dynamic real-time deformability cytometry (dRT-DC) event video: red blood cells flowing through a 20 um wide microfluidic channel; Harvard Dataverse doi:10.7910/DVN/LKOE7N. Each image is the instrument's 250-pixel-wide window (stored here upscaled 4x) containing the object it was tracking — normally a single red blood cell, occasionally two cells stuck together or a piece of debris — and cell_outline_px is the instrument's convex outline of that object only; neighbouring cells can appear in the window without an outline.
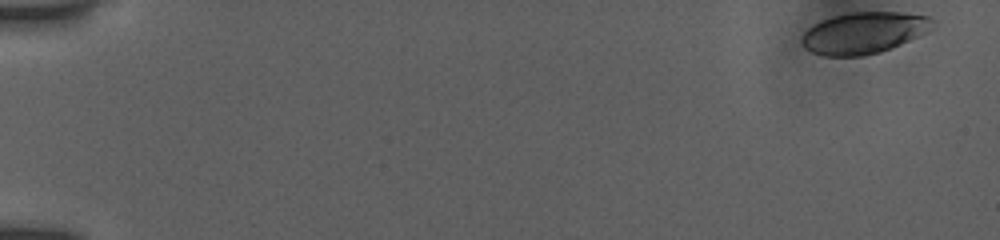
{"species": "human", "species_latin": "Homo sapiens", "temperature_condition": "room temperature", "stored_images_in_passage": 53, "camera_frame_rate_fps": 3000, "um_per_image_px": 0.085, "donor": {"sex": "female"}, "frame": {"image": 1, "passage_image": 1, "time_ms": 0.0, "image_size_px": [1000, 240], "cell_outline_px": [[932, 20], [928, 32], [892, 48], [880, 52], [860, 56], [824, 56], [812, 52], [804, 48], [800, 40], [804, 32], [808, 28], [824, 20], [836, 16], [852, 12], [900, 12], [928, 16]], "centroid_in_image_um": [73.41, 2.81], "position_along_channel_um": 11.6, "area_um2": 31.33}}
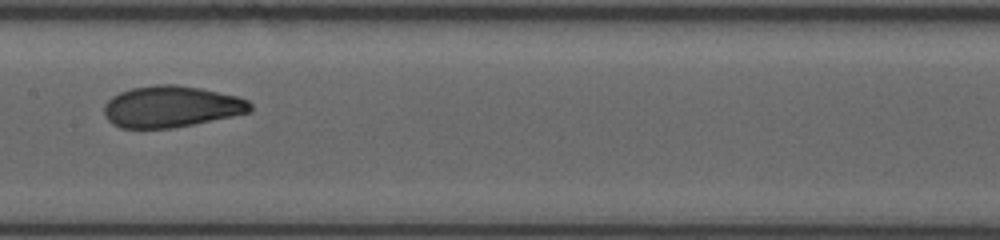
{"frame": {"image": 2, "passage_image": 28, "time_ms": 9.0, "image_size_px": [1000, 240], "cell_outline_px": [[252, 108], [248, 112], [232, 116], [172, 128], [120, 128], [112, 124], [104, 116], [104, 104], [112, 96], [120, 92], [132, 88], [156, 84], [176, 84], [200, 88], [236, 96], [248, 100], [252, 104]], "centroid_in_image_um": [14.51, 9.06], "position_along_channel_um": 192.9, "area_um2": 35.2}}
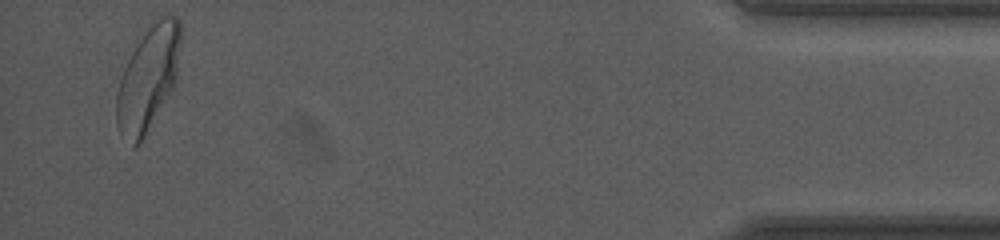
{"frame": {"image": 3, "passage_image": 51, "time_ms": 16.667, "image_size_px": [1000, 240], "cell_outline_px": [[180, 44], [176, 80], [172, 88], [144, 136], [132, 148], [116, 124], [116, 92], [124, 68], [136, 36], [152, 20], [164, 16], [176, 16], [180, 20]], "centroid_in_image_um": [12.56, 6.55], "position_along_channel_um": 422.6, "area_um2": 39.07}, "authors_computed_cell_mechanics": {"area_um2": 35.0268, "velocity_mm_per_s": 3.9019, "shape_relaxation_time_tau1_ms": 4.2149, "shape_relaxation_time_tau2_ms": 0.9154, "deformation_change_tau1": 0.1484, "deformation_change_tau2": 0.0608}}